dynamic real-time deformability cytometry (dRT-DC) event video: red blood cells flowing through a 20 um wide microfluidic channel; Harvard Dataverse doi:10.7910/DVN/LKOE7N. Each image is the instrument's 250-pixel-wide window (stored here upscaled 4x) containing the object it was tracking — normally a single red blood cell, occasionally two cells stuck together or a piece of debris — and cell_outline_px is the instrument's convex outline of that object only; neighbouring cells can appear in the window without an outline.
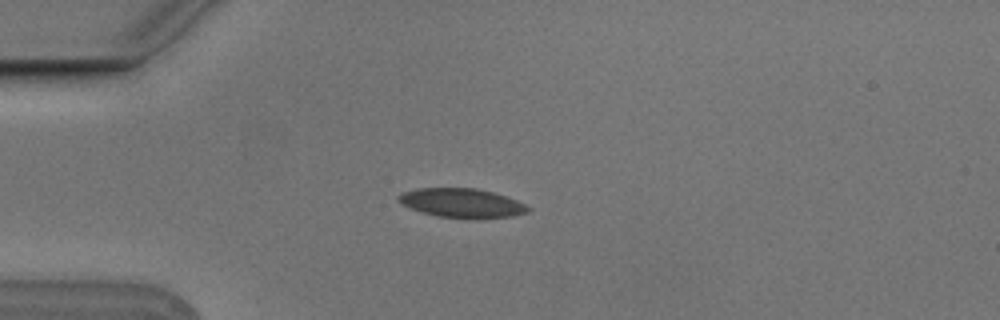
{"species": "Egyptian fruit bat (a non-hibernating species)", "species_latin": "Rousettus aegyptiacus", "temperature_condition": "cold", "stored_images_in_passage": 5, "camera_frame_rate_fps": 3000, "um_per_image_px": 0.085, "animal": {"sex": "male"}, "frame": {"image": 1, "passage_image": 3, "time_ms": 0.667, "image_size_px": [1000, 320], "cell_outline_px": [[532, 208], [528, 212], [512, 216], [480, 220], [472, 220], [436, 216], [408, 208], [400, 204], [396, 200], [396, 196], [400, 192], [416, 188], [476, 188], [492, 192], [516, 200]], "centroid_in_image_um": [39.2, 17.28], "position_along_channel_um": 45.8, "area_um2": 22.66}}